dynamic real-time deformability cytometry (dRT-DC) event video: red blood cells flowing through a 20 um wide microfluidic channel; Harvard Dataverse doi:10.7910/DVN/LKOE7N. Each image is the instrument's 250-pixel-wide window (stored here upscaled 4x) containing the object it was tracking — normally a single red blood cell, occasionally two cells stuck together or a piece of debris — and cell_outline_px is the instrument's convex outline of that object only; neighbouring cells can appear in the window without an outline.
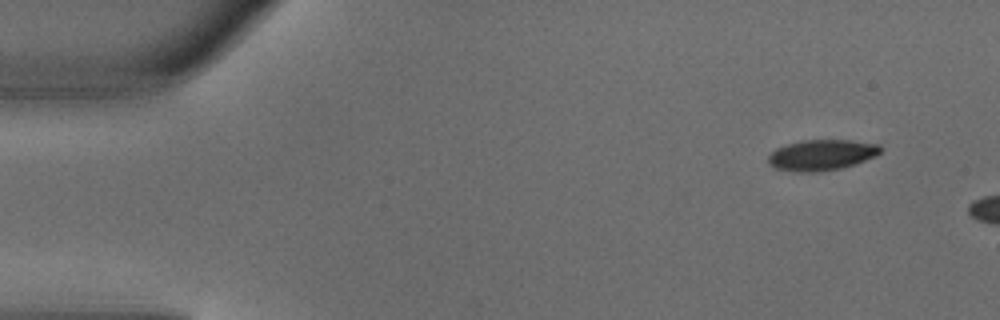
{"species": "common noctule bat (a hibernating species)", "species_latin": "Nyctalus noctula", "temperature_condition": "warm", "stored_images_in_passage": 3, "camera_frame_rate_fps": 3000, "um_per_image_px": 0.085, "animal": {"sex": "male", "body_mass_g": 18.8}, "frame": {"image": 1, "passage_image": 1, "time_ms": 0.0, "image_size_px": [1000, 320], "cell_outline_px": [[880, 152], [876, 156], [856, 164], [840, 168], [816, 172], [796, 172], [776, 168], [768, 164], [768, 156], [776, 148], [788, 144], [804, 140], [852, 140], [880, 144]], "centroid_in_image_um": [69.85, 13.17], "position_along_channel_um": 15.2, "area_um2": 20.11}}